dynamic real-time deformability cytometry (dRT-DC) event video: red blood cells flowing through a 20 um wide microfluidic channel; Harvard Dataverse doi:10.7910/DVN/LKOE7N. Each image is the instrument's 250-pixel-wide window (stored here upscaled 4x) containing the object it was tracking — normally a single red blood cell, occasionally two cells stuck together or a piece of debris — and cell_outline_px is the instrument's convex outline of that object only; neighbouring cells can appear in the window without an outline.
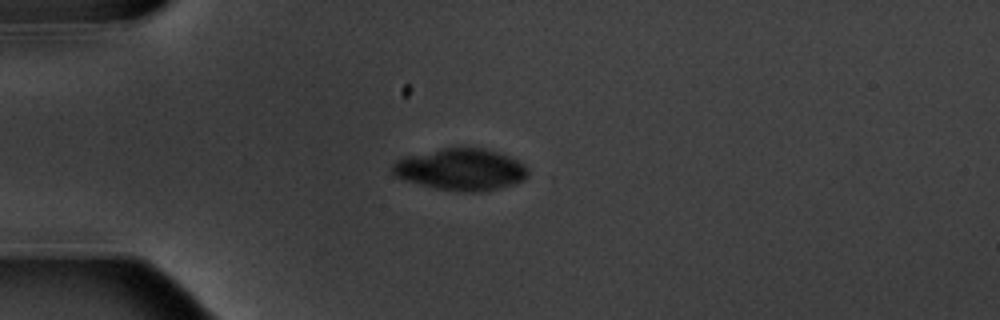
{"species": "common noctule bat (a hibernating species)", "species_latin": "Nyctalus noctula", "temperature_condition": "warm", "stored_images_in_passage": 8, "camera_frame_rate_fps": 3000, "um_per_image_px": 0.085, "animal": {"sex": "male", "body_mass_g": 20.1, "forearm_length_mm": 53.5}, "frame": {"image": 1, "passage_image": 4, "time_ms": 4.667, "image_size_px": [1000, 320], "cell_outline_px": [[528, 176], [512, 184], [500, 188], [480, 192], [464, 192], [436, 188], [404, 180], [392, 176], [392, 164], [396, 160], [404, 156], [444, 148], [480, 148], [496, 152], [508, 156], [524, 164], [528, 168]], "centroid_in_image_um": [39.13, 14.41], "position_along_channel_um": 45.9, "area_um2": 32.77}}